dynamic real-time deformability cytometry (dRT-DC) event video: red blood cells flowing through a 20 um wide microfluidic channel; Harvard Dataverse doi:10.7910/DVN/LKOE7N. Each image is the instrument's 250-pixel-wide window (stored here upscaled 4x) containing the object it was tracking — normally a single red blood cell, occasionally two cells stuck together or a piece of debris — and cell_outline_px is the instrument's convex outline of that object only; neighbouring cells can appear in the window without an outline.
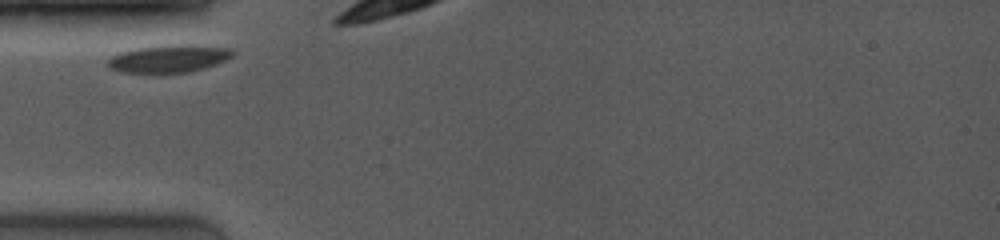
{"species": "common noctule bat (a hibernating species)", "species_latin": "Nyctalus noctula", "temperature_condition": "room temperature", "stored_images_in_passage": 8, "camera_frame_rate_fps": 4000, "um_per_image_px": 0.085, "animal": {"sex": "female", "body_mass_g": 19.0, "forearm_length_mm": 53.3}, "frame": {"image": 1, "passage_image": 1, "time_ms": 0.0, "image_size_px": [1000, 240], "cell_outline_px": [[236, 52], [232, 56], [216, 64], [204, 68], [188, 72], [120, 72], [112, 68], [108, 64], [108, 60], [112, 56], [120, 52], [136, 48], [168, 44], [192, 44], [232, 48]], "centroid_in_image_um": [14.4, 4.95], "position_along_channel_um": 70.6, "area_um2": 20.06}}